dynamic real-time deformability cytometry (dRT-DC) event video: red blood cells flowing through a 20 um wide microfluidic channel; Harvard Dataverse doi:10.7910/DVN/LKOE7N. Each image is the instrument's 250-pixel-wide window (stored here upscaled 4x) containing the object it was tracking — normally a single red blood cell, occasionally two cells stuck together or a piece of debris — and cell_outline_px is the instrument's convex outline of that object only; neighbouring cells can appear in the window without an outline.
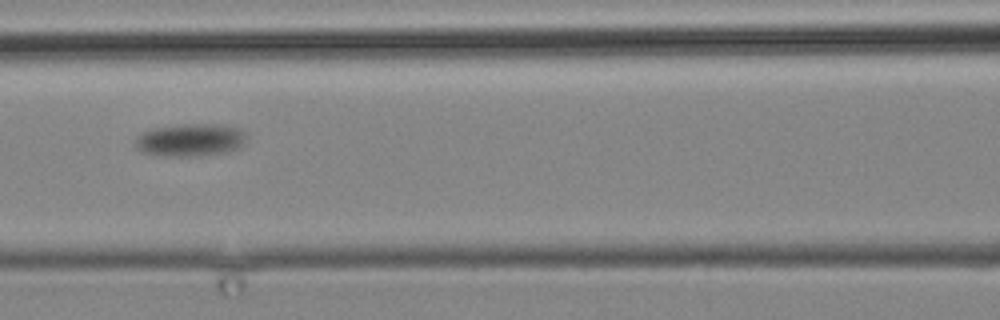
{"species": "common noctule bat (a hibernating species)", "species_latin": "Nyctalus noctula", "temperature_condition": "cold", "stored_images_in_passage": 7, "camera_frame_rate_fps": 3000, "um_per_image_px": 0.085, "animal": {"sex": "male", "body_mass_g": 19.2, "forearm_length_mm": 51.8}, "frame": {"image": 1, "passage_image": 6, "time_ms": 7.0, "image_size_px": [1000, 320], "cell_outline_px": [[248, 136], [244, 144], [240, 148], [228, 152], [196, 156], [164, 156], [140, 152], [136, 148], [136, 136], [152, 128], [184, 124], [216, 124], [236, 128], [244, 132]], "centroid_in_image_um": [16.19, 11.91], "position_along_channel_um": 150.4, "area_um2": 21.33}}